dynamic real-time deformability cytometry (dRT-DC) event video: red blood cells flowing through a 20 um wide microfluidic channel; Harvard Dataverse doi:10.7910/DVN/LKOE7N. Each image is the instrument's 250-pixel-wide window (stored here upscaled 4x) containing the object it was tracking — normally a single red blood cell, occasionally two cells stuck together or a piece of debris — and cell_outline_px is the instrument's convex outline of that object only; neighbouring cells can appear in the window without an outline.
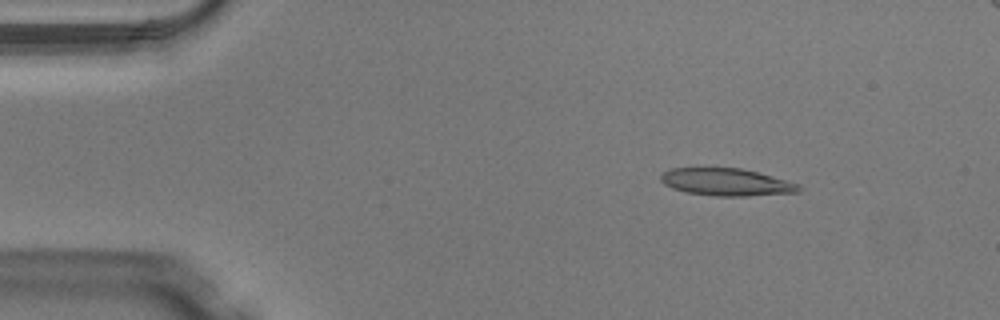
{"species": "Egyptian fruit bat (a non-hibernating species)", "species_latin": "Rousettus aegyptiacus", "temperature_condition": "warm", "stored_images_in_passage": 50, "camera_frame_rate_fps": 3000, "um_per_image_px": 0.085, "animal": {"sex": "male"}, "frame": {"image": 1, "passage_image": 7, "time_ms": 2.0, "image_size_px": [1000, 320], "cell_outline_px": [[804, 188], [800, 192], [744, 196], [716, 196], [684, 192], [672, 188], [664, 184], [660, 180], [660, 176], [668, 168], [740, 168], [772, 176], [800, 184]], "centroid_in_image_um": [61.75, 15.48], "position_along_channel_um": 23.3, "area_um2": 22.08}}
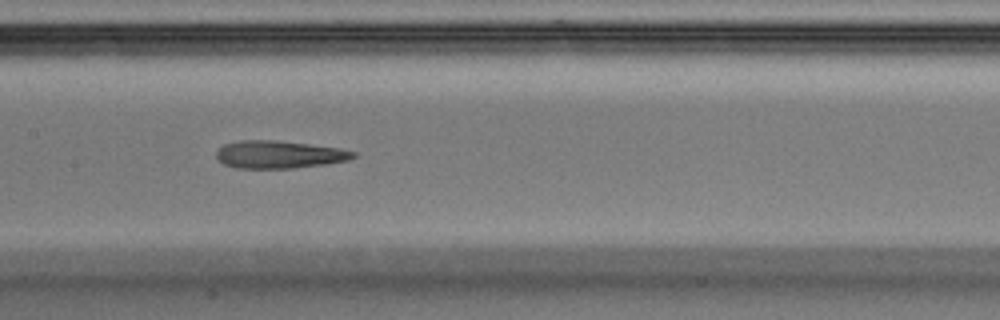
{"frame": {"image": 2, "passage_image": 24, "time_ms": 7.667, "image_size_px": [1000, 320], "cell_outline_px": [[356, 156], [348, 160], [328, 164], [292, 168], [236, 168], [224, 164], [216, 156], [216, 152], [224, 144], [240, 140], [276, 140], [340, 148], [356, 152]], "centroid_in_image_um": [23.74, 13.13], "position_along_channel_um": 183.7, "area_um2": 22.02}}
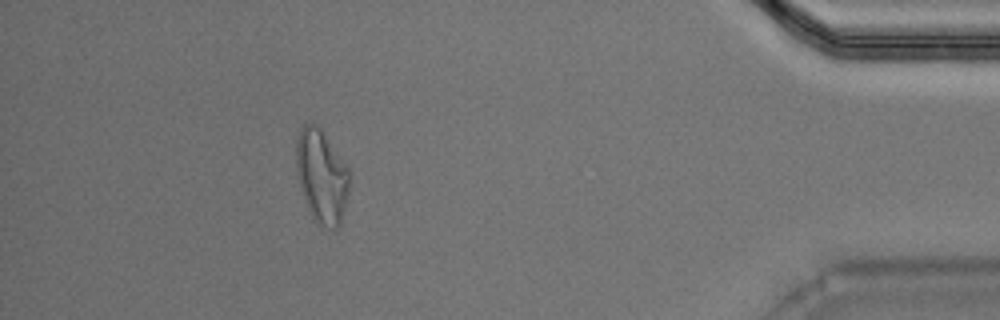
{"frame": {"image": 3, "passage_image": 44, "time_ms": 14.333, "image_size_px": [1000, 320], "cell_outline_px": [[348, 192], [340, 224], [336, 228], [320, 228], [312, 220], [304, 200], [300, 188], [296, 172], [296, 140], [300, 128], [304, 124], [316, 124], [320, 128], [348, 168]], "centroid_in_image_um": [27.29, 15.03], "position_along_channel_um": 407.9, "area_um2": 28.96}}